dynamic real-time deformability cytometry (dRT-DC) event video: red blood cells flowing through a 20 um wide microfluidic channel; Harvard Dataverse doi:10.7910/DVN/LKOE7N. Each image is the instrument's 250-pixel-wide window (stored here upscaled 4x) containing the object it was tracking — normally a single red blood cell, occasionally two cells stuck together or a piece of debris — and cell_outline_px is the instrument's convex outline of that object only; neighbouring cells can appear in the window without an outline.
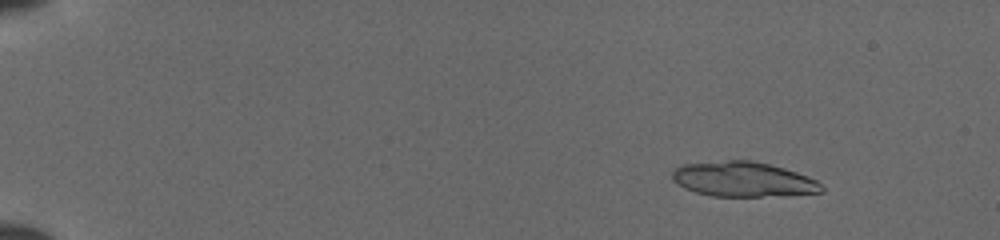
{"species": "common noctule bat (a hibernating species)", "species_latin": "Nyctalus noctula", "temperature_condition": "cold", "stored_images_in_passage": 51, "camera_frame_rate_fps": 3000, "um_per_image_px": 0.085, "animal": {"sex": "female", "body_mass_g": 19.5, "forearm_length_mm": 54.1}, "frame": {"image": 1, "passage_image": 7, "time_ms": 2.0, "image_size_px": [1000, 240], "cell_outline_px": [[824, 192], [760, 196], [712, 196], [696, 192], [684, 188], [672, 180], [672, 172], [676, 168], [684, 164], [728, 160], [752, 160], [784, 168], [808, 176], [816, 180], [824, 188]], "centroid_in_image_um": [63.15, 15.23], "position_along_channel_um": 21.8, "area_um2": 30.11}}
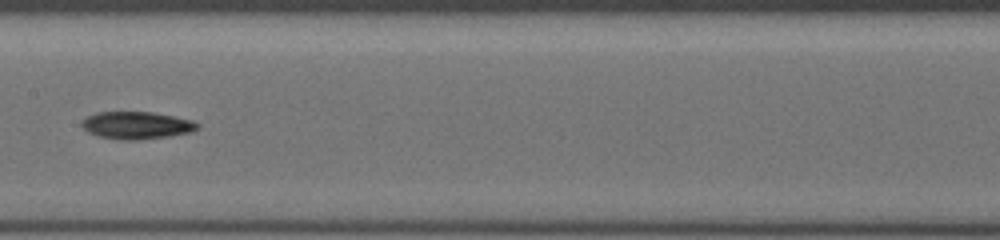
{"frame": {"image": 2, "passage_image": 29, "time_ms": 9.333, "image_size_px": [1000, 240], "cell_outline_px": [[200, 128], [192, 132], [168, 136], [136, 140], [116, 140], [100, 136], [88, 132], [80, 124], [88, 116], [96, 112], [152, 112], [192, 120], [200, 124]], "centroid_in_image_um": [11.64, 10.65], "position_along_channel_um": 195.8, "area_um2": 18.44}}
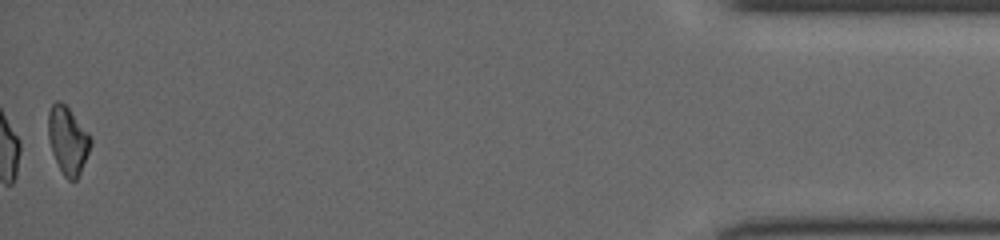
{"frame": {"image": 3, "passage_image": 51, "time_ms": 16.667, "image_size_px": [1000, 240], "cell_outline_px": [[92, 144], [80, 172], [76, 180], [68, 180], [64, 176], [52, 152], [48, 136], [48, 112], [52, 104], [56, 100], [60, 100], [68, 108], [92, 136]], "centroid_in_image_um": [5.77, 11.9], "position_along_channel_um": 429.4, "area_um2": 16.59}}